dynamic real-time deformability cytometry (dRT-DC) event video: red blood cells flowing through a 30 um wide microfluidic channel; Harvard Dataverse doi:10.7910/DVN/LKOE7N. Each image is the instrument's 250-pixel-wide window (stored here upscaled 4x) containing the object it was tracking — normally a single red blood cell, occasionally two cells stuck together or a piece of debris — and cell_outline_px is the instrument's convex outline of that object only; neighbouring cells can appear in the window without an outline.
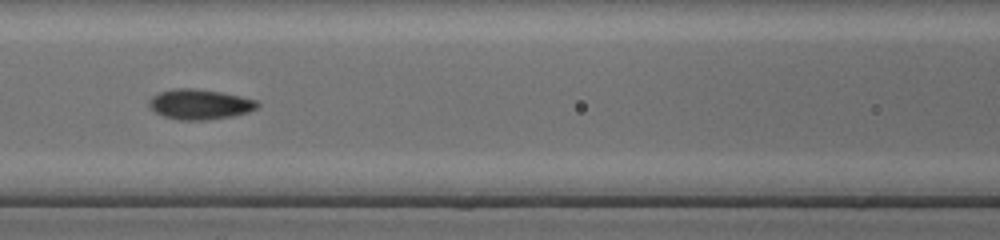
{"species": "common noctule bat (a hibernating species)", "species_latin": "Nyctalus noctula", "temperature_condition": "cold", "stored_images_in_passage": 43, "camera_frame_rate_fps": 3000, "um_per_image_px": 0.085, "animal": {"sex": "female", "body_mass_g": 17.0, "forearm_length_mm": 48.0}, "frame": {"image": 1, "passage_image": 15, "time_ms": 4.667, "image_size_px": [1000, 240], "cell_outline_px": [[260, 104], [256, 108], [248, 112], [232, 116], [204, 120], [180, 120], [164, 116], [156, 112], [148, 104], [148, 100], [152, 96], [160, 92], [172, 88], [196, 88], [220, 92], [240, 96], [256, 100]], "centroid_in_image_um": [16.97, 8.85], "position_along_channel_um": 149.6, "area_um2": 18.96}}
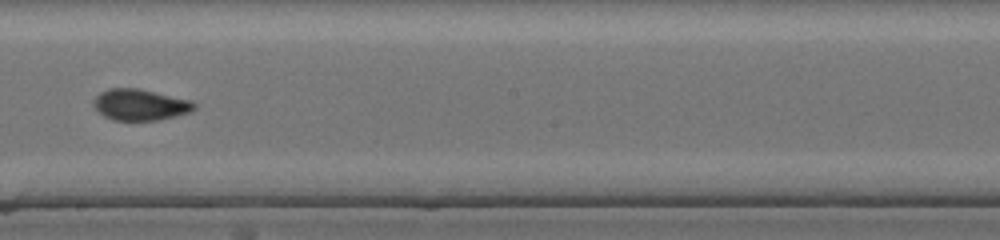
{"frame": {"image": 2, "passage_image": 21, "time_ms": 6.667, "image_size_px": [1000, 240], "cell_outline_px": [[196, 108], [192, 112], [176, 116], [156, 120], [112, 120], [104, 116], [92, 104], [92, 100], [100, 92], [108, 88], [136, 88], [192, 100], [196, 104]], "centroid_in_image_um": [11.92, 8.9], "position_along_channel_um": 236.3, "area_um2": 18.38}}
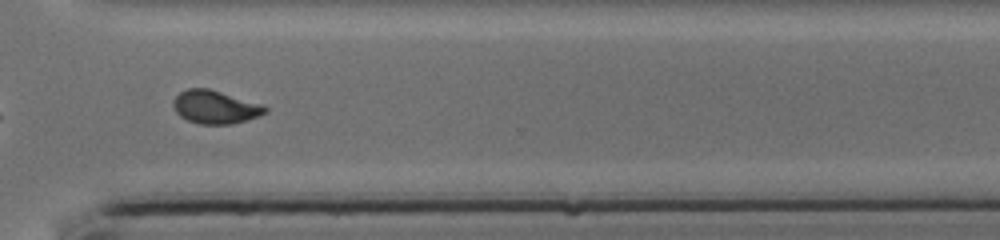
{"frame": {"image": 3, "passage_image": 29, "time_ms": 9.333, "image_size_px": [1000, 240], "cell_outline_px": [[268, 112], [232, 124], [200, 124], [188, 120], [180, 116], [176, 112], [172, 104], [172, 100], [180, 92], [188, 88], [208, 88], [264, 104], [268, 108]], "centroid_in_image_um": [18.29, 9.09], "position_along_channel_um": 352.3, "area_um2": 17.8}}